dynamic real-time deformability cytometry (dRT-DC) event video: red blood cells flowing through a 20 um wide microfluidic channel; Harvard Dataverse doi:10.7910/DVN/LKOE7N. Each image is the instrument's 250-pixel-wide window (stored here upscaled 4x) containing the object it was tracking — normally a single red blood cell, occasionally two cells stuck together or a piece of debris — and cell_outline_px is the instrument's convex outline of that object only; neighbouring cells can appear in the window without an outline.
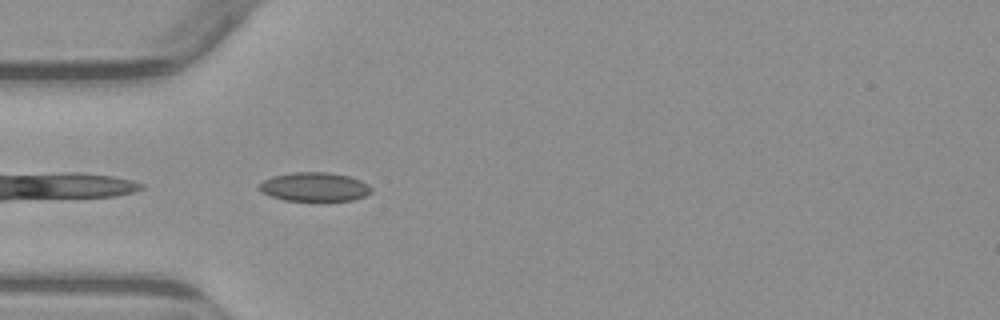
{"species": "common noctule bat (a hibernating species)", "species_latin": "Nyctalus noctula", "temperature_condition": "warm", "stored_images_in_passage": 4, "camera_frame_rate_fps": 3000, "um_per_image_px": 0.085, "animal": {"sex": "male", "body_mass_g": 23.1, "forearm_length_mm": 52.7}, "frame": {"image": 1, "passage_image": 4, "time_ms": 4.0, "image_size_px": [1000, 320], "cell_outline_px": [[372, 192], [364, 196], [352, 200], [320, 204], [284, 200], [272, 196], [264, 192], [260, 188], [260, 184], [264, 180], [272, 176], [292, 172], [328, 172], [348, 176], [360, 180], [368, 184], [372, 188]], "centroid_in_image_um": [26.78, 15.93], "position_along_channel_um": 58.2, "area_um2": 19.59}}